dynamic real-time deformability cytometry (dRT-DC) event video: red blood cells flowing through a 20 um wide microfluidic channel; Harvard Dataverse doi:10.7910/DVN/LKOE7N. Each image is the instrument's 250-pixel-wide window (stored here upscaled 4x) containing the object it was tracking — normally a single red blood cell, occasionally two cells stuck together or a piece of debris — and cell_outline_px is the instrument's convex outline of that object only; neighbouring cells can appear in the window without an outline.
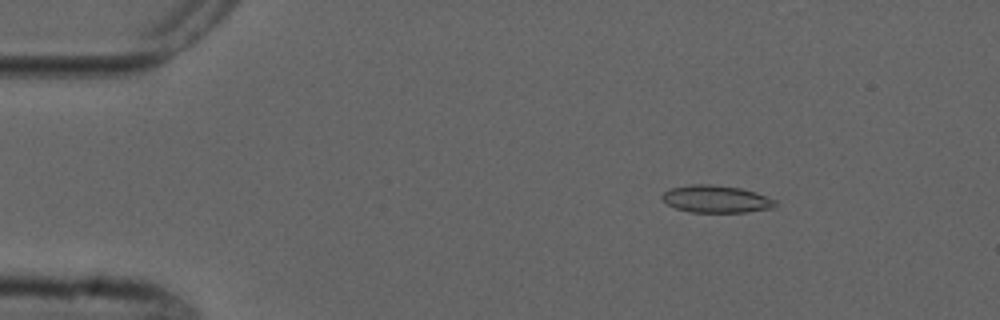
{"species": "common noctule bat (a hibernating species)", "species_latin": "Nyctalus noctula", "temperature_condition": "cold", "stored_images_in_passage": 4, "camera_frame_rate_fps": 3000, "um_per_image_px": 0.085, "animal": {"sex": "male", "forearm_length_mm": 52.5}, "frame": {"image": 1, "passage_image": 2, "time_ms": 1.0, "image_size_px": [1000, 320], "cell_outline_px": [[776, 208], [748, 212], [692, 212], [676, 208], [668, 204], [660, 196], [664, 192], [672, 188], [692, 184], [712, 184], [740, 188], [756, 192], [776, 200]], "centroid_in_image_um": [60.92, 16.92], "position_along_channel_um": 24.1, "area_um2": 18.03}}
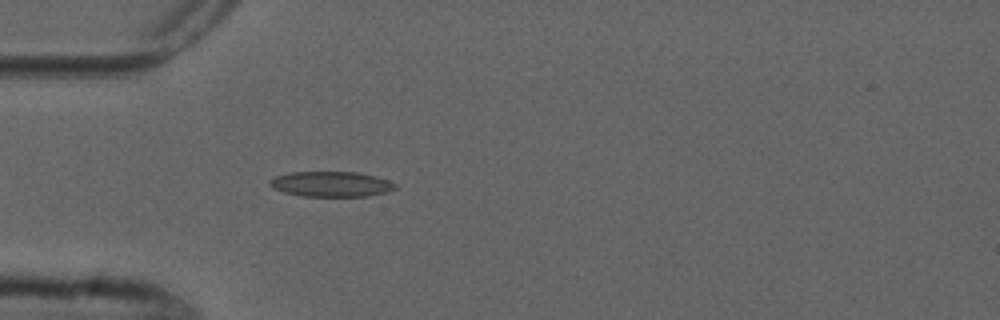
{"frame": {"image": 2, "passage_image": 4, "time_ms": 3.667, "image_size_px": [1000, 320], "cell_outline_px": [[396, 188], [388, 192], [368, 196], [304, 196], [284, 192], [272, 188], [268, 184], [268, 180], [276, 176], [292, 172], [356, 172], [376, 176], [388, 180], [396, 184]], "centroid_in_image_um": [28.15, 15.65], "position_along_channel_um": 56.9, "area_um2": 18.5}}